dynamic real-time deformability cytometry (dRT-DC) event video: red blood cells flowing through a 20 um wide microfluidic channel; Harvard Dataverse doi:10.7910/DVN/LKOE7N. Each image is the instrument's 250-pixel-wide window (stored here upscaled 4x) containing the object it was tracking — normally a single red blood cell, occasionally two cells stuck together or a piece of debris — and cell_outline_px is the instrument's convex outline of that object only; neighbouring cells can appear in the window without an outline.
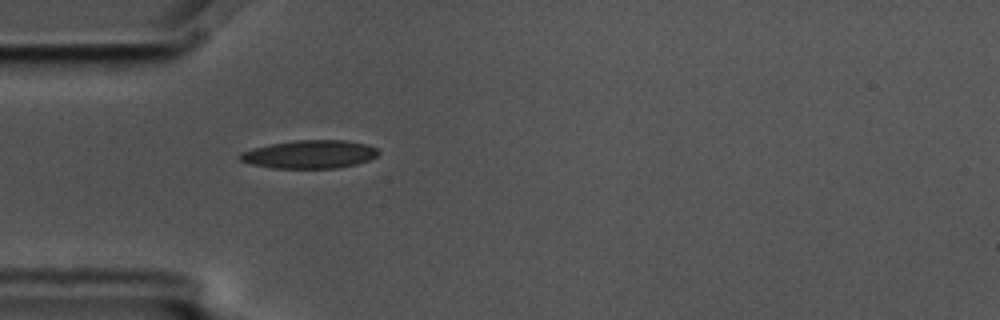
{"species": "common noctule bat (a hibernating species)", "species_latin": "Nyctalus noctula", "temperature_condition": "cold", "stored_images_in_passage": 5, "camera_frame_rate_fps": 3000, "um_per_image_px": 0.085, "animal": {"sex": "male", "body_mass_g": 17.5, "forearm_length_mm": 52.3}, "frame": {"image": 1, "passage_image": 5, "time_ms": 1.333, "image_size_px": [1000, 320], "cell_outline_px": [[380, 152], [376, 156], [368, 160], [356, 164], [340, 168], [272, 168], [252, 164], [240, 160], [240, 152], [252, 148], [272, 144], [296, 140], [344, 140], [364, 144], [376, 148]], "centroid_in_image_um": [26.32, 13.12], "position_along_channel_um": 58.7, "area_um2": 22.6}}